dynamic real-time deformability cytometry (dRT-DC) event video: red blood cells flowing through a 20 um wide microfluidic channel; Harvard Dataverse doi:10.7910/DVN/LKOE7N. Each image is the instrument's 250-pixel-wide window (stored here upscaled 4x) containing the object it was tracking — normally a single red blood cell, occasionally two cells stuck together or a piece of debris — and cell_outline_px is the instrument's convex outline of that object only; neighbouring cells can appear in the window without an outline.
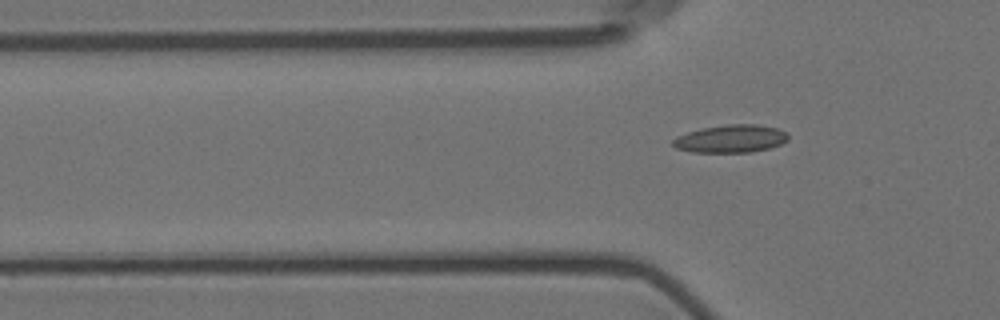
{"species": "Egyptian fruit bat (a non-hibernating species)", "species_latin": "Rousettus aegyptiacus", "temperature_condition": "room temperature", "stored_images_in_passage": 13, "camera_frame_rate_fps": 3000, "um_per_image_px": 0.085, "animal": {"sex": "female"}, "frame": {"image": 1, "passage_image": 13, "time_ms": 4.0, "image_size_px": [1000, 320], "cell_outline_px": [[788, 140], [780, 144], [768, 148], [752, 152], [692, 152], [676, 148], [672, 144], [672, 140], [676, 136], [700, 128], [728, 124], [756, 124], [780, 128], [788, 132]], "centroid_in_image_um": [62.13, 11.78], "position_along_channel_um": 63.7, "area_um2": 18.84}}